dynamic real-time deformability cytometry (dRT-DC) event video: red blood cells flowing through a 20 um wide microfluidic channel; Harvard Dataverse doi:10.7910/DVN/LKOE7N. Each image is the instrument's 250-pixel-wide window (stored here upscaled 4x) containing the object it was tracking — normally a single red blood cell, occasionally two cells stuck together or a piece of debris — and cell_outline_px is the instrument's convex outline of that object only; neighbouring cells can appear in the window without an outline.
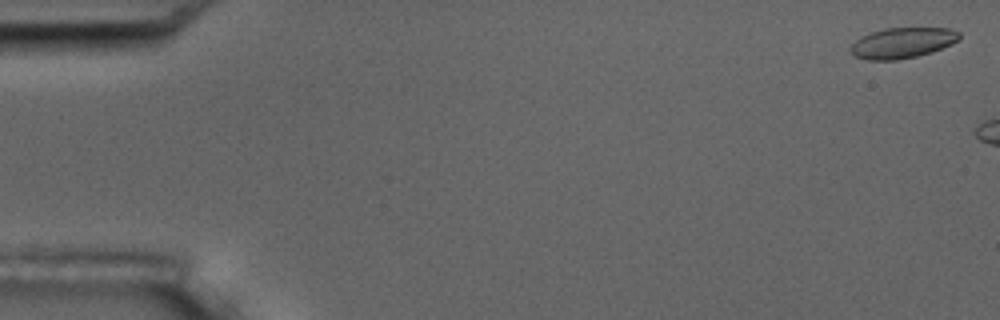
{"species": "common noctule bat (a hibernating species)", "species_latin": "Nyctalus noctula", "temperature_condition": "room temperature", "stored_images_in_passage": 8, "camera_frame_rate_fps": 3000, "um_per_image_px": 0.085, "animal": {"sex": "male", "body_mass_g": 17.5, "forearm_length_mm": 52.3}, "frame": {"image": 1, "passage_image": 1, "time_ms": 0.0, "image_size_px": [1000, 320], "cell_outline_px": [[960, 36], [952, 44], [932, 52], [916, 56], [896, 60], [868, 60], [856, 56], [848, 48], [860, 36], [884, 28], [948, 28], [960, 32]], "centroid_in_image_um": [76.69, 3.64], "position_along_channel_um": 8.3, "area_um2": 19.31}}